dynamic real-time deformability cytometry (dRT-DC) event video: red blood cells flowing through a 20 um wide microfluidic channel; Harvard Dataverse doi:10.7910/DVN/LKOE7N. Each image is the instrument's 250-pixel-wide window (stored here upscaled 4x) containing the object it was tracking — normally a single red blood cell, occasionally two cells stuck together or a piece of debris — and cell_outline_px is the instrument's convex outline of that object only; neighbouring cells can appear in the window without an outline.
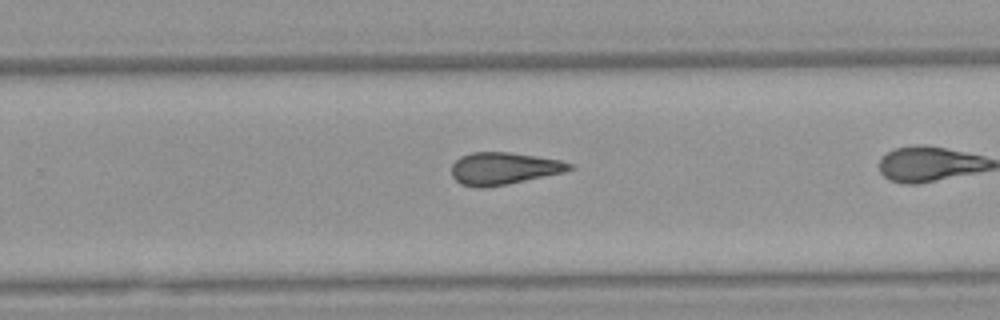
{"species": "Egyptian fruit bat (a non-hibernating species)", "species_latin": "Rousettus aegyptiacus", "temperature_condition": "warm", "stored_images_in_passage": 27, "camera_frame_rate_fps": 3000, "um_per_image_px": 0.085, "animal": {"sex": "female"}, "frame": {"image": 1, "passage_image": 20, "time_ms": 6.333, "image_size_px": [1000, 320], "cell_outline_px": [[572, 168], [564, 172], [508, 184], [484, 188], [476, 188], [460, 184], [452, 176], [452, 164], [460, 156], [472, 152], [508, 152], [536, 156], [560, 160], [572, 164]], "centroid_in_image_um": [42.77, 14.32], "position_along_channel_um": 287.0, "area_um2": 22.14}}
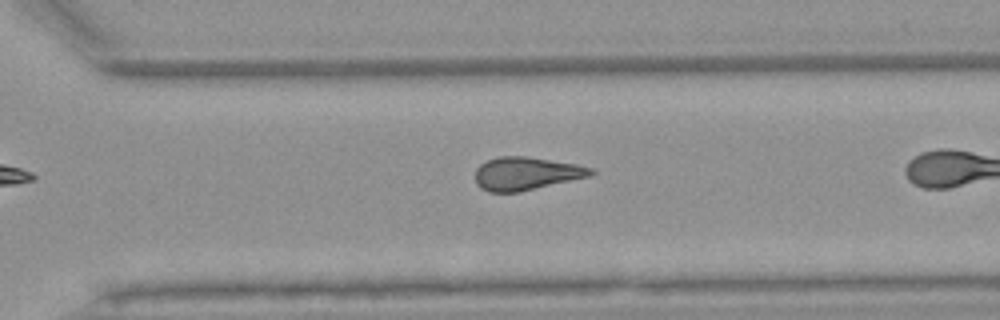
{"frame": {"image": 2, "passage_image": 23, "time_ms": 7.333, "image_size_px": [1000, 320], "cell_outline_px": [[596, 172], [592, 176], [520, 192], [488, 192], [480, 188], [476, 184], [476, 168], [480, 164], [488, 160], [500, 156], [524, 156], [576, 164], [592, 168]], "centroid_in_image_um": [44.73, 14.76], "position_along_channel_um": 325.9, "area_um2": 22.37}}